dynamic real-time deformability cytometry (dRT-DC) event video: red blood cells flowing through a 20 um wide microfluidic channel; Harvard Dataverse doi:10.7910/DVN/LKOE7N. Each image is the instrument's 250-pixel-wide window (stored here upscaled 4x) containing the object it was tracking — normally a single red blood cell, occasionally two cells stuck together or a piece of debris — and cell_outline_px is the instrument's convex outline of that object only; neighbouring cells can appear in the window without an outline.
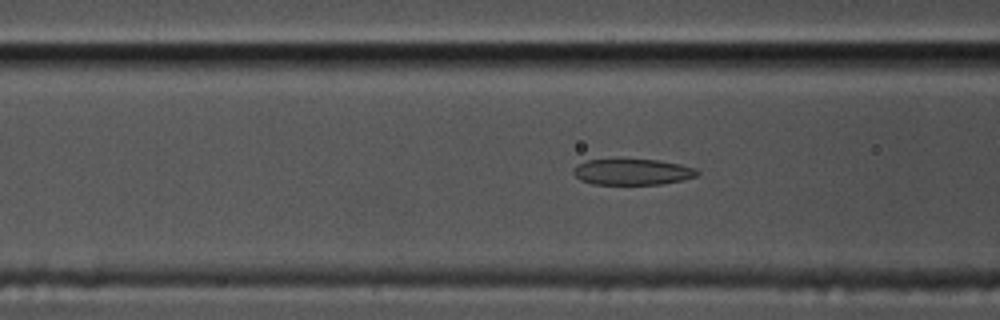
{"species": "common noctule bat (a hibernating species)", "species_latin": "Nyctalus noctula", "temperature_condition": "cold", "stored_images_in_passage": 55, "camera_frame_rate_fps": 3000, "um_per_image_px": 0.085, "animal": {"sex": "male", "body_mass_g": 17.5, "forearm_length_mm": 52.3}, "frame": {"image": 1, "passage_image": 19, "time_ms": 6.0, "image_size_px": [1000, 320], "cell_outline_px": [[700, 172], [696, 176], [680, 180], [660, 184], [592, 184], [580, 180], [572, 172], [580, 164], [588, 160], [656, 160], [680, 164], [696, 168]], "centroid_in_image_um": [53.78, 14.62], "position_along_channel_um": 112.8, "area_um2": 18.38}}
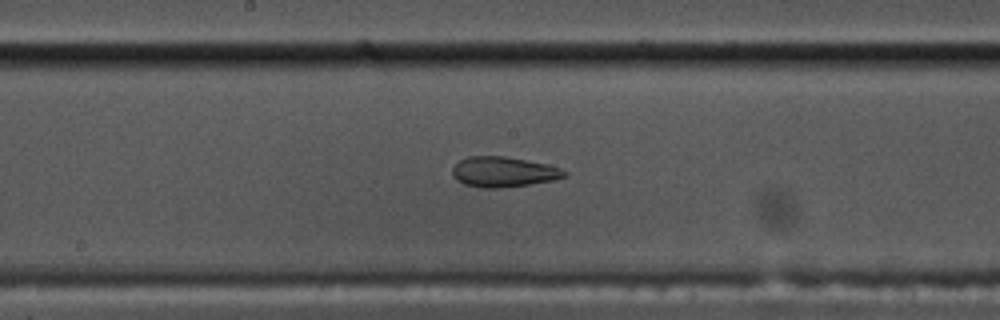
{"frame": {"image": 2, "passage_image": 27, "time_ms": 8.667, "image_size_px": [1000, 320], "cell_outline_px": [[568, 176], [552, 180], [532, 184], [500, 188], [484, 188], [464, 184], [456, 180], [452, 176], [452, 168], [460, 160], [468, 156], [504, 156], [548, 164], [560, 168], [568, 172]], "centroid_in_image_um": [42.8, 14.61], "position_along_channel_um": 205.4, "area_um2": 19.88}}
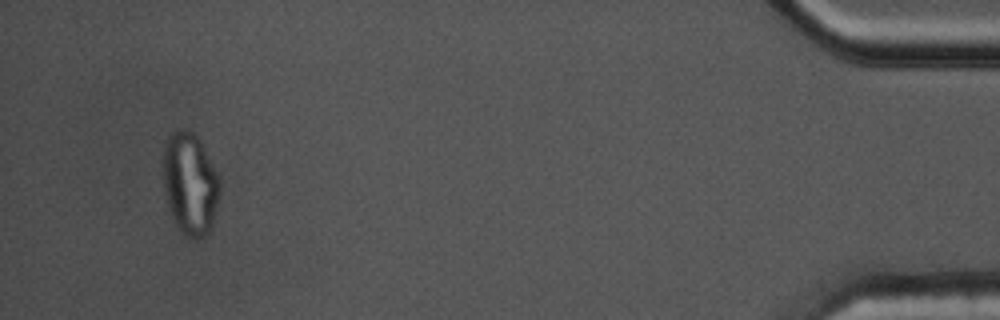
{"frame": {"image": 3, "passage_image": 52, "time_ms": 17.0, "image_size_px": [1000, 320], "cell_outline_px": [[220, 192], [212, 224], [208, 232], [200, 240], [192, 240], [176, 224], [168, 208], [164, 188], [164, 140], [176, 128], [188, 128], [200, 140], [220, 176]], "centroid_in_image_um": [16.17, 15.57], "position_along_channel_um": 419.0, "area_um2": 33.99}, "authors_computed_cell_mechanics": {"area_um2": 20.0566, "velocity_mm_per_s": 3.471, "shape_relaxation_time_tau1_ms": null, "shape_relaxation_time_tau2_ms": 2.4817, "deformation_change_tau1": null, "deformation_change_tau2": 0.0951}}